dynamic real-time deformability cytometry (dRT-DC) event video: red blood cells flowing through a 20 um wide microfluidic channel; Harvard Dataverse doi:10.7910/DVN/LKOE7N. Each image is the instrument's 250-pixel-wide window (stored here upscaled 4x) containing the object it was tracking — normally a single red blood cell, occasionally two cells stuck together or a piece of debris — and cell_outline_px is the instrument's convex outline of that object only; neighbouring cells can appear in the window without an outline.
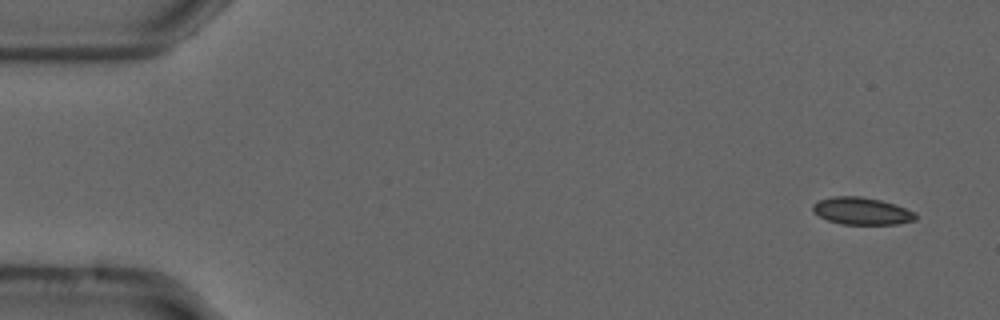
{"species": "common noctule bat (a hibernating species)", "species_latin": "Nyctalus noctula", "temperature_condition": "cold", "stored_images_in_passage": 53, "camera_frame_rate_fps": 3000, "um_per_image_px": 0.085, "animal": {"sex": "male", "forearm_length_mm": 52.5}, "frame": {"image": 1, "passage_image": 1, "time_ms": 0.0, "image_size_px": [1000, 320], "cell_outline_px": [[916, 220], [896, 224], [840, 224], [828, 220], [812, 212], [812, 204], [820, 200], [832, 196], [860, 196], [880, 200], [916, 212]], "centroid_in_image_um": [73.22, 17.94], "position_along_channel_um": 11.8, "area_um2": 16.24}}
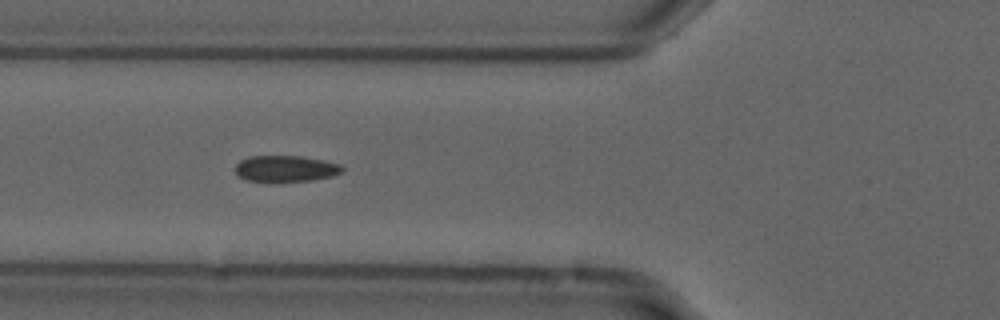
{"frame": {"image": 2, "passage_image": 18, "time_ms": 5.667, "image_size_px": [1000, 320], "cell_outline_px": [[344, 168], [340, 172], [332, 176], [312, 180], [244, 180], [236, 172], [236, 164], [240, 160], [248, 156], [304, 156], [324, 160], [340, 164]], "centroid_in_image_um": [24.29, 14.3], "position_along_channel_um": 101.5, "area_um2": 16.01}}
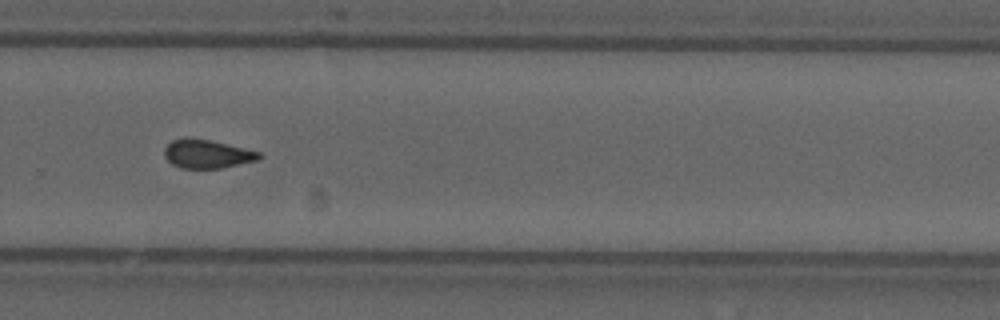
{"frame": {"image": 3, "passage_image": 35, "time_ms": 11.333, "image_size_px": [1000, 320], "cell_outline_px": [[264, 156], [260, 160], [220, 168], [180, 168], [172, 164], [164, 156], [164, 148], [172, 140], [208, 140], [244, 148], [260, 152]], "centroid_in_image_um": [17.65, 13.12], "position_along_channel_um": 312.1, "area_um2": 15.37}, "authors_computed_cell_mechanics": {"area_um2": 16.2996, "velocity_mm_per_s": 3.717, "shape_relaxation_time_tau1_ms": null, "shape_relaxation_time_tau2_ms": 2.1111, "deformation_change_tau1": null, "deformation_change_tau2": 0.0667}}